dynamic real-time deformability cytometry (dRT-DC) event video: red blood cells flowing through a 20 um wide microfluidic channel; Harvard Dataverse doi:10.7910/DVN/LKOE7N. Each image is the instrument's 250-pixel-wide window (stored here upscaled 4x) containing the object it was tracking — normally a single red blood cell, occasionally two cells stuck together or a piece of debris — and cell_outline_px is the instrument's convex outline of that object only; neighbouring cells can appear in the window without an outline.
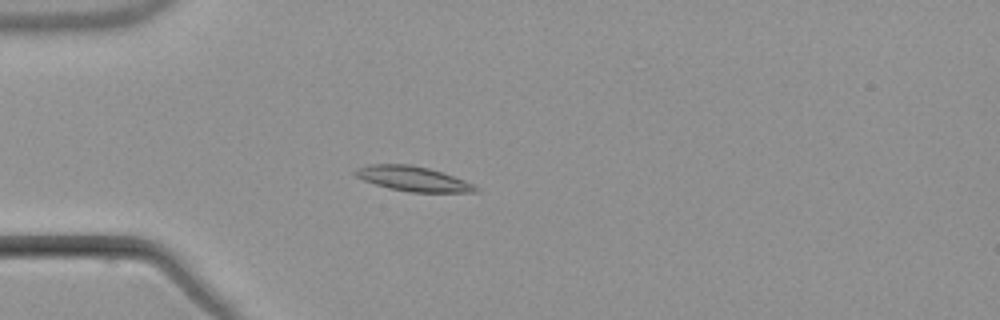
{"species": "common noctule bat (a hibernating species)", "species_latin": "Nyctalus noctula", "temperature_condition": "warm", "stored_images_in_passage": 3, "camera_frame_rate_fps": 3000, "um_per_image_px": 0.085, "animal": {"sex": "male", "body_mass_g": 21.5, "forearm_length_mm": 52.0}, "frame": {"image": 1, "passage_image": 3, "time_ms": 3.667, "image_size_px": [1000, 320], "cell_outline_px": [[480, 188], [476, 192], [408, 192], [388, 188], [364, 180], [356, 176], [352, 172], [356, 168], [368, 164], [408, 164], [428, 168], [464, 180]], "centroid_in_image_um": [35.06, 15.19], "position_along_channel_um": 49.9, "area_um2": 17.28}}